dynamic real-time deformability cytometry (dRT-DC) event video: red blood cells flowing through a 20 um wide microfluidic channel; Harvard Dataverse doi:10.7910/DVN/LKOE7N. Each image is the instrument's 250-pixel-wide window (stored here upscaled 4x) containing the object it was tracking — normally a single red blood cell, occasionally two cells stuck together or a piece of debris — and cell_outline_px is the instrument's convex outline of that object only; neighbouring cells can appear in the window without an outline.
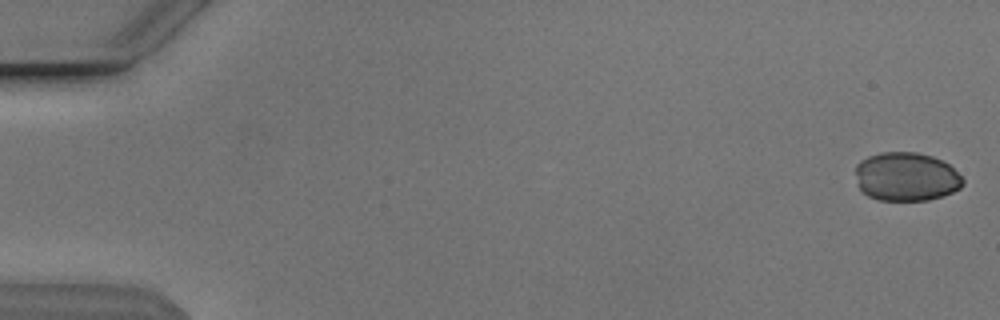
{"species": "Egyptian fruit bat (a non-hibernating species)", "species_latin": "Rousettus aegyptiacus", "temperature_condition": "cold", "stored_images_in_passage": 53, "camera_frame_rate_fps": 3000, "um_per_image_px": 0.085, "animal": {"sex": "male"}, "frame": {"image": 1, "passage_image": 1, "time_ms": 0.0, "image_size_px": [1000, 320], "cell_outline_px": [[964, 184], [960, 188], [952, 192], [928, 200], [880, 200], [868, 196], [860, 188], [856, 172], [856, 164], [860, 160], [868, 156], [880, 152], [916, 152], [932, 156], [948, 164], [964, 180]], "centroid_in_image_um": [77.02, 15.01], "position_along_channel_um": 8.0, "area_um2": 30.29}}
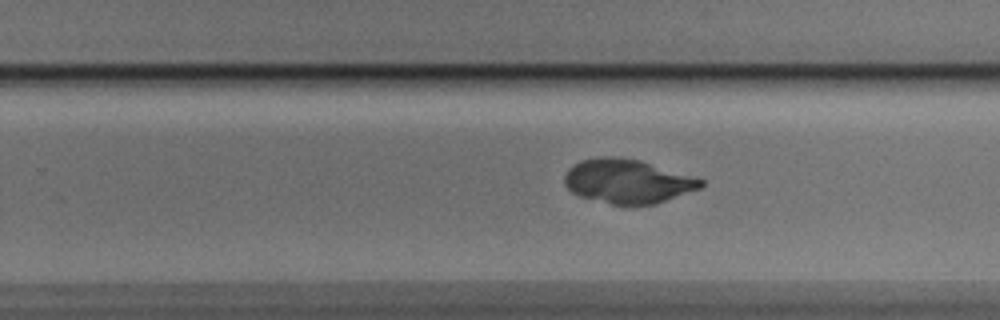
{"frame": {"image": 2, "passage_image": 34, "time_ms": 11.0, "image_size_px": [1000, 320], "cell_outline_px": [[704, 184], [700, 188], [656, 204], [612, 204], [580, 196], [572, 192], [564, 184], [564, 176], [568, 168], [580, 160], [604, 156], [616, 156], [640, 160], [704, 180]], "centroid_in_image_um": [53.31, 15.39], "position_along_channel_um": 276.5, "area_um2": 34.74}}
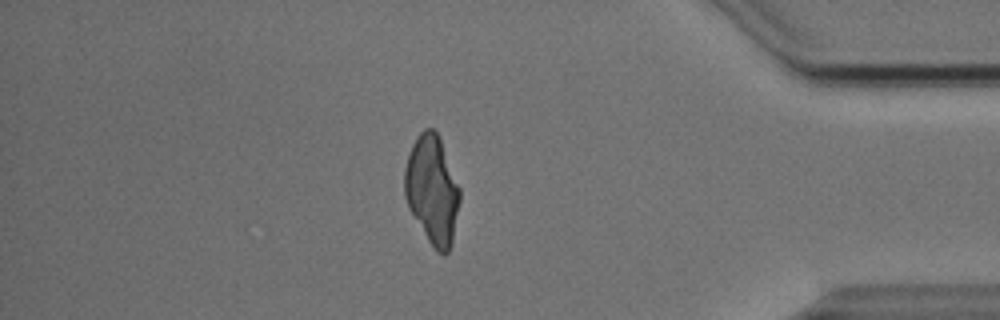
{"frame": {"image": 3, "passage_image": 46, "time_ms": 15.0, "image_size_px": [1000, 320], "cell_outline_px": [[460, 200], [452, 244], [448, 252], [444, 256], [428, 240], [408, 208], [404, 196], [404, 168], [412, 144], [416, 136], [424, 128], [432, 128], [436, 132], [440, 140], [460, 188]], "centroid_in_image_um": [36.72, 16.13], "position_along_channel_um": 398.5, "area_um2": 34.74}}